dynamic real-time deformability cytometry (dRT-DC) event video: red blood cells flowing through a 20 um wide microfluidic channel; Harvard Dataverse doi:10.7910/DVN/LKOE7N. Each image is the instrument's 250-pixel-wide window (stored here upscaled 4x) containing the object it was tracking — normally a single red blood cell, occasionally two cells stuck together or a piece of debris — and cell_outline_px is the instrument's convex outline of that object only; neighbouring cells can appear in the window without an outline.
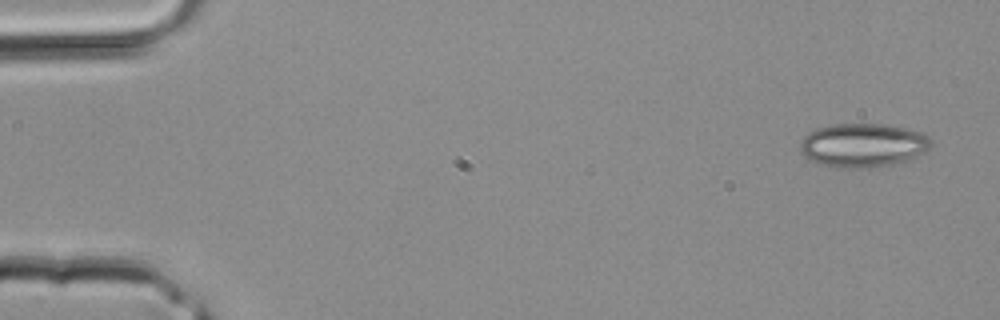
{"species": "common noctule bat (a hibernating species)", "species_latin": "Nyctalus noctula", "temperature_condition": "room temperature", "stored_images_in_passage": 3, "camera_frame_rate_fps": 3000, "um_per_image_px": 0.085, "animal": {"sex": "male", "body_mass_g": 20.4}, "frame": {"image": 1, "passage_image": 1, "time_ms": 0.0, "image_size_px": [1000, 320], "cell_outline_px": [[932, 144], [924, 152], [904, 160], [892, 164], [868, 168], [840, 168], [820, 164], [804, 156], [800, 152], [800, 140], [808, 132], [816, 128], [836, 124], [888, 124], [924, 132], [928, 136]], "centroid_in_image_um": [73.33, 12.33], "position_along_channel_um": 11.7, "area_um2": 33.47}}